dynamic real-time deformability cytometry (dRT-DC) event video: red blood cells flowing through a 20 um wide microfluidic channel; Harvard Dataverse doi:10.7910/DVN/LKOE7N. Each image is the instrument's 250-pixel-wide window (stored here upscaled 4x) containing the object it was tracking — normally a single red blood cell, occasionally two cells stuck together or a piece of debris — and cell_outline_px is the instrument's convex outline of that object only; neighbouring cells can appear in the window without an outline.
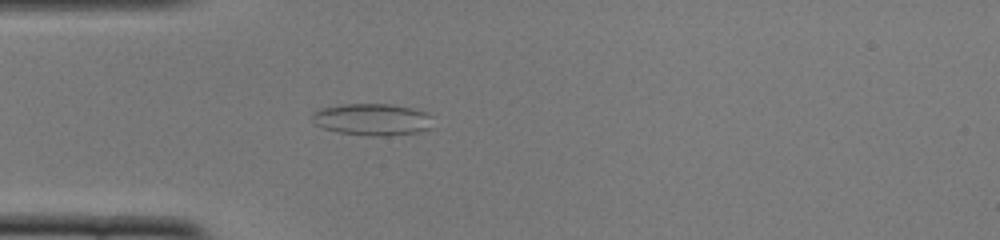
{"species": "common noctule bat (a hibernating species)", "species_latin": "Nyctalus noctula", "temperature_condition": "cold", "stored_images_in_passage": 51, "camera_frame_rate_fps": 3000, "um_per_image_px": 0.085, "animal": {"sex": "female", "body_mass_g": 22.0, "forearm_length_mm": 56.7}, "frame": {"image": 1, "passage_image": 14, "time_ms": 4.333, "image_size_px": [1000, 240], "cell_outline_px": [[432, 128], [420, 132], [388, 136], [368, 136], [340, 132], [324, 128], [316, 124], [312, 120], [312, 112], [324, 108], [344, 104], [388, 104], [412, 108], [424, 112], [432, 116]], "centroid_in_image_um": [31.69, 10.16], "position_along_channel_um": 53.3, "area_um2": 22.43}}
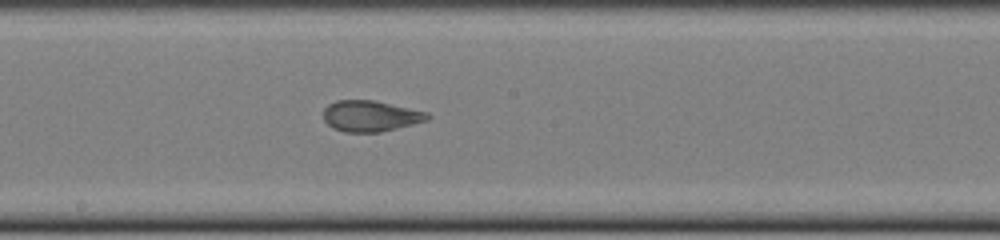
{"frame": {"image": 2, "passage_image": 27, "time_ms": 8.667, "image_size_px": [1000, 240], "cell_outline_px": [[432, 116], [428, 120], [380, 132], [344, 132], [332, 128], [324, 120], [324, 108], [328, 104], [336, 100], [376, 100], [428, 112]], "centroid_in_image_um": [31.49, 9.85], "position_along_channel_um": 216.7, "area_um2": 18.9}}
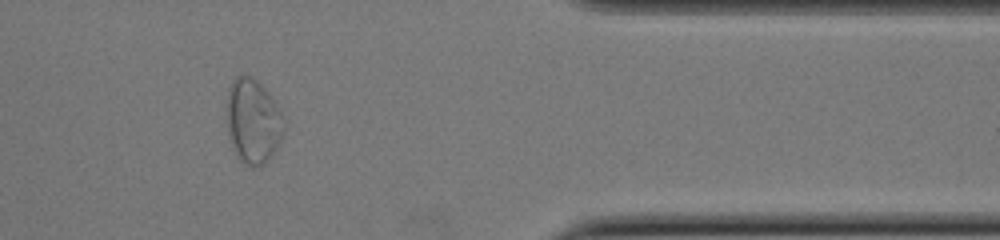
{"frame": {"image": 3, "passage_image": 42, "time_ms": 13.667, "image_size_px": [1000, 240], "cell_outline_px": [[284, 132], [276, 148], [268, 160], [264, 164], [256, 168], [252, 168], [244, 164], [236, 156], [232, 148], [228, 132], [228, 88], [232, 80], [236, 76], [244, 72], [252, 76], [268, 92], [284, 116]], "centroid_in_image_um": [21.51, 10.3], "position_along_channel_um": 389.9, "area_um2": 28.44}}